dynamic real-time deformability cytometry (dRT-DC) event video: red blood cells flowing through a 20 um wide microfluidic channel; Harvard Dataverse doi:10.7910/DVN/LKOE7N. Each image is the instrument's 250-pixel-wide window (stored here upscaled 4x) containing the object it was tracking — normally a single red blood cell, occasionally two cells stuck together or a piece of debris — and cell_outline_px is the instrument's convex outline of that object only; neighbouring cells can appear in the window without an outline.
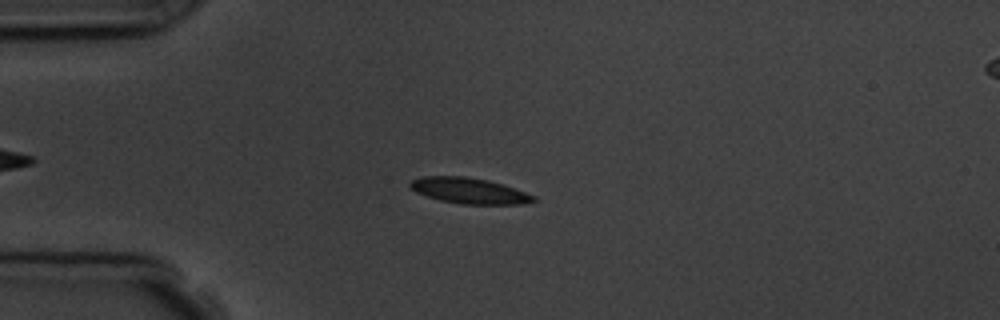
{"species": "common noctule bat (a hibernating species)", "species_latin": "Nyctalus noctula", "temperature_condition": "room temperature", "stored_images_in_passage": 7, "camera_frame_rate_fps": 3000, "um_per_image_px": 0.085, "animal": {"sex": "male", "body_mass_g": 19.5, "forearm_length_mm": 54.6}, "frame": {"image": 1, "passage_image": 5, "time_ms": 4.667, "image_size_px": [1000, 320], "cell_outline_px": [[536, 200], [524, 204], [460, 204], [440, 200], [416, 192], [408, 188], [408, 184], [412, 180], [420, 176], [464, 176], [488, 180], [536, 196]], "centroid_in_image_um": [39.82, 16.21], "position_along_channel_um": 45.2, "area_um2": 18.44}}